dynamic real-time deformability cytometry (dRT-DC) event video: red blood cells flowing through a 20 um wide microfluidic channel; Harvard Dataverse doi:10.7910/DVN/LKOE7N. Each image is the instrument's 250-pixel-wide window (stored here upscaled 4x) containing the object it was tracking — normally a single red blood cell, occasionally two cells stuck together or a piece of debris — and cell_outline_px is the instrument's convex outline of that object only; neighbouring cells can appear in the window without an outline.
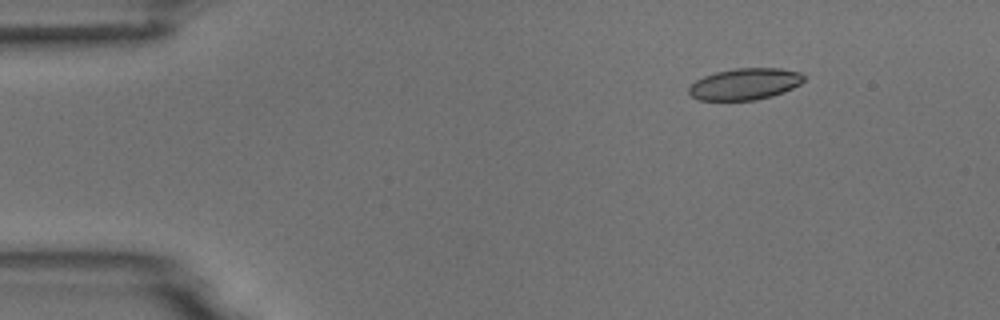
{"species": "common noctule bat (a hibernating species)", "species_latin": "Nyctalus noctula", "temperature_condition": "room temperature", "stored_images_in_passage": 5, "camera_frame_rate_fps": 3000, "um_per_image_px": 0.085, "animal": {"sex": "male", "body_mass_g": 18.8}, "frame": {"image": 1, "passage_image": 3, "time_ms": 2.0, "image_size_px": [1000, 320], "cell_outline_px": [[804, 80], [800, 84], [784, 92], [772, 96], [756, 100], [700, 100], [692, 96], [688, 92], [688, 88], [696, 80], [704, 76], [716, 72], [736, 68], [780, 68], [800, 72], [804, 76]], "centroid_in_image_um": [63.33, 7.14], "position_along_channel_um": 21.7, "area_um2": 21.1}}